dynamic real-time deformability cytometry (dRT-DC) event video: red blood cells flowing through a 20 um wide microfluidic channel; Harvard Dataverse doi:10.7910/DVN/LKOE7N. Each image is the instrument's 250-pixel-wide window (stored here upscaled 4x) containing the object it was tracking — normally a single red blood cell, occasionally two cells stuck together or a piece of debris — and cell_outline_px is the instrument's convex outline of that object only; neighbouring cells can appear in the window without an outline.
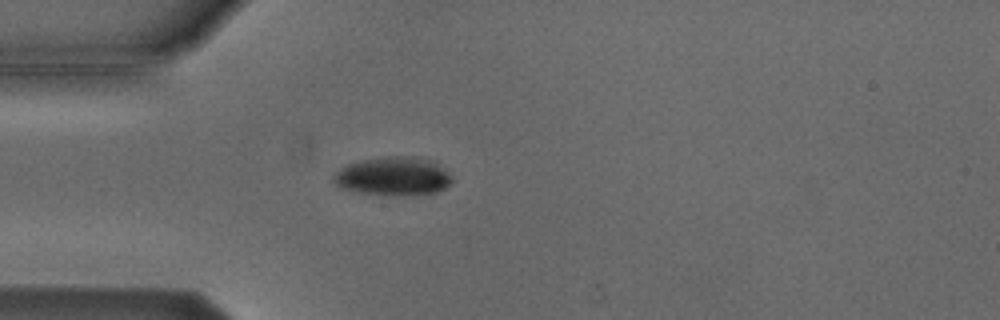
{"species": "Egyptian fruit bat (a non-hibernating species)", "species_latin": "Rousettus aegyptiacus", "temperature_condition": "cold", "stored_images_in_passage": 2, "camera_frame_rate_fps": 3000, "um_per_image_px": 0.085, "animal": {"sex": "male"}, "frame": {"image": 1, "passage_image": 2, "time_ms": 1.333, "image_size_px": [1000, 320], "cell_outline_px": [[452, 180], [444, 188], [436, 192], [404, 196], [380, 196], [356, 192], [340, 188], [332, 180], [332, 176], [340, 168], [348, 164], [364, 160], [388, 156], [412, 156], [432, 160], [444, 168], [452, 176]], "centroid_in_image_um": [33.4, 15.0], "position_along_channel_um": 51.6, "area_um2": 26.99}}